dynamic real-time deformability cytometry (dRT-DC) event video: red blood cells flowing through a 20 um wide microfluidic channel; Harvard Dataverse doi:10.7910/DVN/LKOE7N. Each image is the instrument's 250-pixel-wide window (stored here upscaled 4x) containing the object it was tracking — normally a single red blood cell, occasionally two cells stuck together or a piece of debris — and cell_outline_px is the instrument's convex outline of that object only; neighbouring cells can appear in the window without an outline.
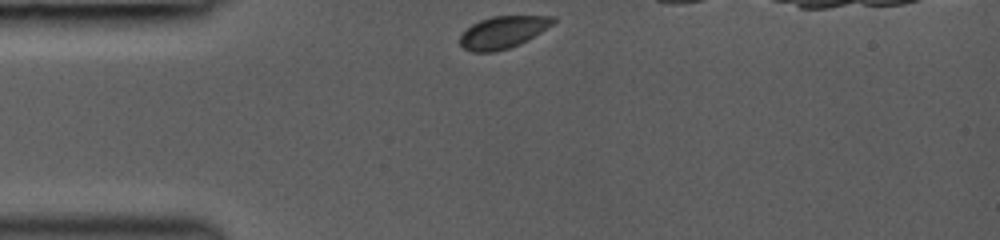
{"species": "common noctule bat (a hibernating species)", "species_latin": "Nyctalus noctula", "temperature_condition": "room temperature", "stored_images_in_passage": 31, "camera_frame_rate_fps": 3000, "um_per_image_px": 0.085, "animal": {"sex": "female", "body_mass_g": 19.0, "forearm_length_mm": 53.3}, "frame": {"image": 1, "passage_image": 1, "time_ms": 0.0, "image_size_px": [1000, 240], "cell_outline_px": [[556, 20], [552, 24], [528, 40], [520, 44], [496, 52], [472, 52], [464, 48], [460, 44], [460, 36], [472, 24], [480, 20], [492, 16], [556, 16]], "centroid_in_image_um": [42.75, 2.74], "position_along_channel_um": 42.3, "area_um2": 17.34}}
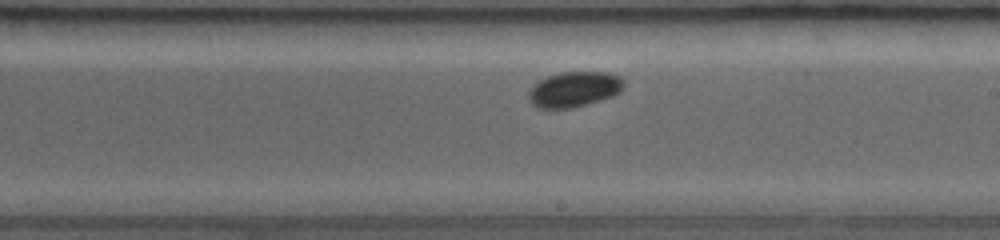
{"frame": {"image": 2, "passage_image": 17, "time_ms": 5.333, "image_size_px": [1000, 240], "cell_outline_px": [[624, 84], [620, 92], [612, 96], [572, 108], [540, 108], [532, 104], [528, 96], [528, 92], [540, 80], [548, 76], [560, 72], [604, 72], [620, 76], [624, 80]], "centroid_in_image_um": [48.82, 7.58], "position_along_channel_um": 240.2, "area_um2": 19.36}}
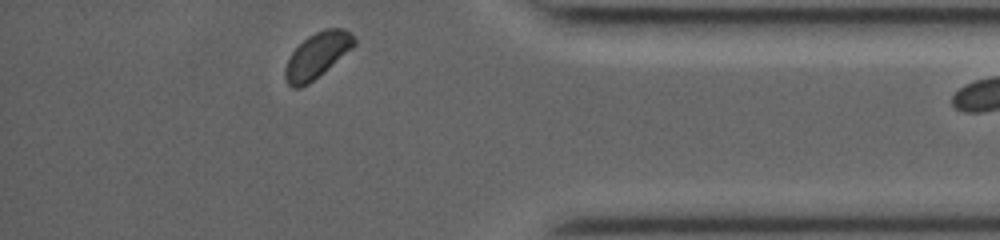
{"frame": {"image": 3, "passage_image": 30, "time_ms": 9.667, "image_size_px": [1000, 240], "cell_outline_px": [[356, 44], [352, 48], [308, 84], [300, 88], [292, 88], [288, 84], [284, 76], [284, 68], [292, 52], [308, 36], [324, 28], [344, 28], [352, 32], [356, 40]], "centroid_in_image_um": [26.96, 4.69], "position_along_channel_um": 408.2, "area_um2": 18.09}}